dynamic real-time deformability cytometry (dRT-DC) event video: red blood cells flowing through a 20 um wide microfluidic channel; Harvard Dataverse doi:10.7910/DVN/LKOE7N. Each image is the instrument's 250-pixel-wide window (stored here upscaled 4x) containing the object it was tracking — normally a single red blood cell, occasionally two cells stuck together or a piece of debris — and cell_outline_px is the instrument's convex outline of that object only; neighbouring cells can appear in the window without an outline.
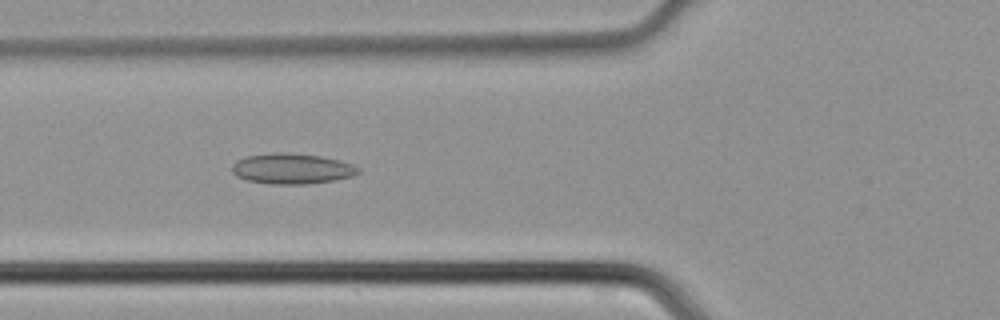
{"species": "common noctule bat (a hibernating species)", "species_latin": "Nyctalus noctula", "temperature_condition": "cold", "stored_images_in_passage": 38, "camera_frame_rate_fps": 3000, "um_per_image_px": 0.085, "animal": {"sex": "male", "body_mass_g": 21.5, "forearm_length_mm": 52.0}, "frame": {"image": 1, "passage_image": 10, "time_ms": 3.0, "image_size_px": [1000, 320], "cell_outline_px": [[360, 172], [352, 176], [336, 180], [308, 184], [272, 184], [248, 180], [236, 176], [232, 172], [232, 164], [236, 160], [244, 156], [272, 152], [284, 152], [320, 156], [352, 164], [360, 168]], "centroid_in_image_um": [24.78, 14.33], "position_along_channel_um": 101.0, "area_um2": 22.54}}
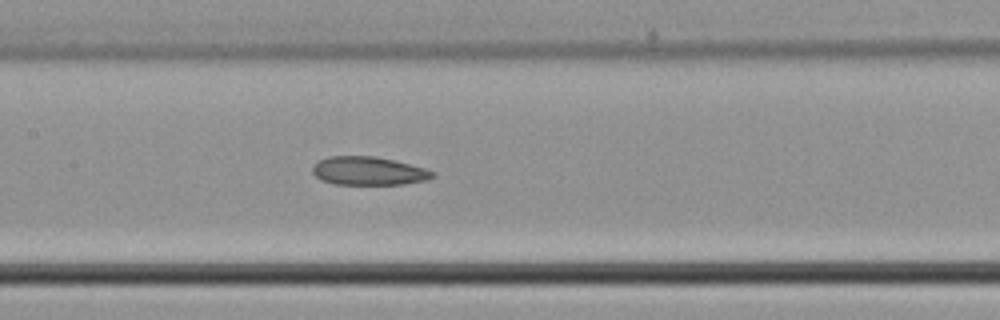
{"frame": {"image": 2, "passage_image": 15, "time_ms": 4.667, "image_size_px": [1000, 320], "cell_outline_px": [[436, 176], [428, 180], [404, 184], [336, 184], [320, 180], [312, 172], [312, 164], [328, 156], [376, 156], [424, 168], [436, 172]], "centroid_in_image_um": [31.32, 14.53], "position_along_channel_um": 176.1, "area_um2": 19.94}}
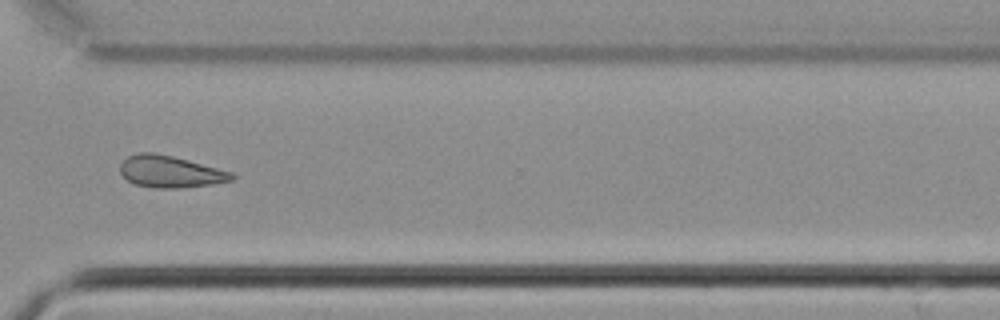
{"frame": {"image": 3, "passage_image": 27, "time_ms": 8.667, "image_size_px": [1000, 320], "cell_outline_px": [[236, 180], [212, 184], [180, 188], [156, 188], [132, 184], [120, 172], [120, 164], [128, 156], [140, 152], [152, 152], [172, 156], [188, 160], [232, 172], [236, 176]], "centroid_in_image_um": [14.48, 14.6], "position_along_channel_um": 356.1, "area_um2": 20.75}}